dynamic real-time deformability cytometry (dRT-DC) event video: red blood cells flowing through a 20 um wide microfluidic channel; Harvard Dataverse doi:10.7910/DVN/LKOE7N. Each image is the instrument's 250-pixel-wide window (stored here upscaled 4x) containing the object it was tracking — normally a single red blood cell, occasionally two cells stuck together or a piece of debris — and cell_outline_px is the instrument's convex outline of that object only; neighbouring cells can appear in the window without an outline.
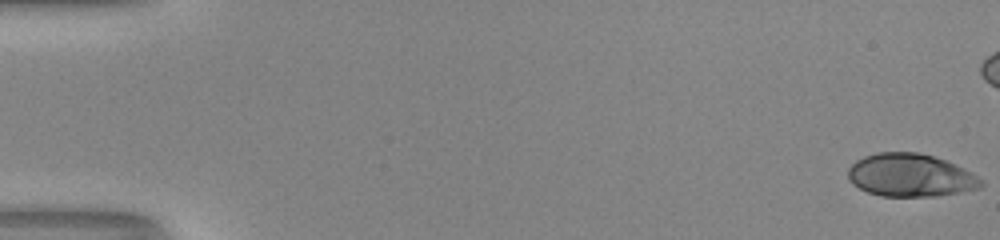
{"species": "human", "species_latin": "Homo sapiens", "temperature_condition": "room temperature", "stored_images_in_passage": 47, "camera_frame_rate_fps": 3000, "um_per_image_px": 0.085, "donor": {"sex": "male"}, "frame": {"image": 1, "passage_image": 1, "time_ms": 0.0, "image_size_px": [1000, 240], "cell_outline_px": [[984, 184], [980, 188], [936, 196], [880, 196], [868, 192], [852, 184], [848, 176], [848, 168], [856, 160], [864, 156], [876, 152], [920, 152], [944, 160], [964, 168], [972, 172], [984, 180]], "centroid_in_image_um": [77.39, 14.89], "position_along_channel_um": 7.6, "area_um2": 33.35}}
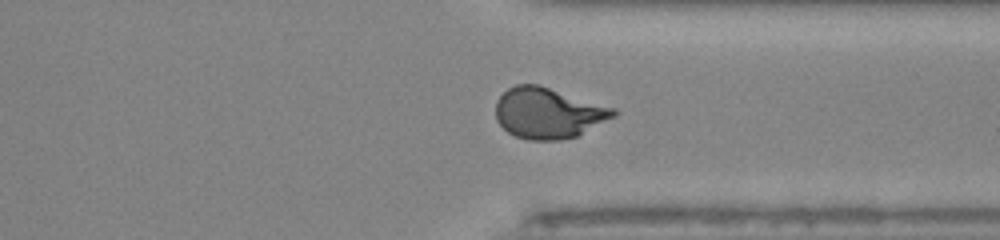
{"frame": {"image": 2, "passage_image": 40, "time_ms": 13.0, "image_size_px": [1000, 240], "cell_outline_px": [[620, 112], [616, 116], [576, 136], [560, 140], [528, 140], [516, 136], [508, 132], [496, 120], [496, 100], [508, 88], [516, 84], [540, 84], [616, 108]], "centroid_in_image_um": [46.62, 9.59], "position_along_channel_um": 364.8, "area_um2": 35.08}}
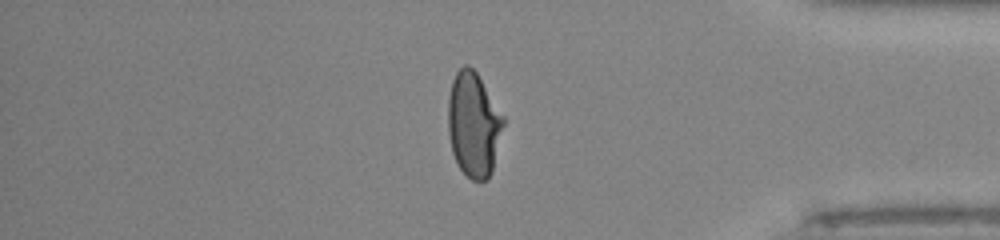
{"frame": {"image": 3, "passage_image": 44, "time_ms": 14.333, "image_size_px": [1000, 240], "cell_outline_px": [[504, 124], [492, 172], [484, 180], [472, 180], [456, 164], [452, 152], [448, 132], [448, 100], [452, 80], [456, 72], [464, 64], [468, 64], [476, 72], [504, 116]], "centroid_in_image_um": [40.24, 10.57], "position_along_channel_um": 395.0, "area_um2": 33.64}, "authors_computed_cell_mechanics": {"area_um2": 33.8708, "velocity_mm_per_s": 4.1451, "shape_relaxation_time_tau1_ms": 10.5518, "shape_relaxation_time_tau2_ms": null, "deformation_change_tau1": 0.3495, "deformation_change_tau2": null}}